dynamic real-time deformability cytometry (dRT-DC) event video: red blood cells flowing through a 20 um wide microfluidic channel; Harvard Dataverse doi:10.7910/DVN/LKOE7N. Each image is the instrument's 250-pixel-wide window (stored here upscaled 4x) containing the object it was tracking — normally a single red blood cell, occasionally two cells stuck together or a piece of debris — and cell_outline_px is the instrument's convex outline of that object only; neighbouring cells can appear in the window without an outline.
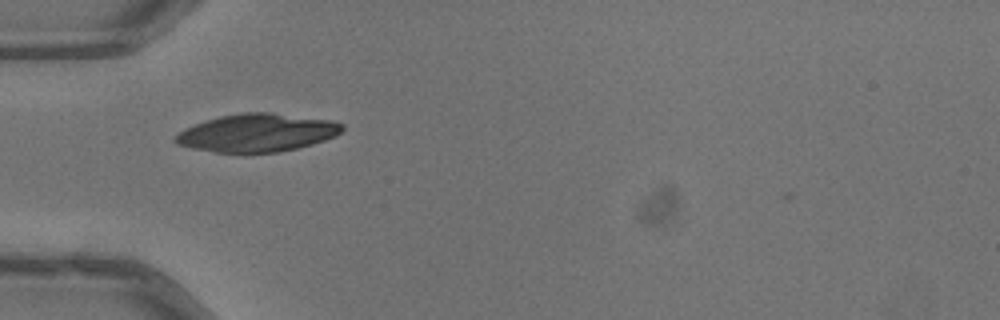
{"species": "common noctule bat (a hibernating species)", "species_latin": "Nyctalus noctula", "temperature_condition": "warm", "stored_images_in_passage": 36, "camera_frame_rate_fps": 3000, "um_per_image_px": 0.085, "animal": {"sex": "male", "body_mass_g": 13.3}, "frame": {"image": 1, "passage_image": 1, "time_ms": 0.0, "image_size_px": [1000, 320], "cell_outline_px": [[344, 128], [336, 136], [312, 144], [280, 152], [216, 152], [192, 148], [176, 144], [172, 140], [184, 128], [220, 116], [244, 112], [268, 112], [328, 120], [344, 124]], "centroid_in_image_um": [21.84, 11.29], "position_along_channel_um": 63.2, "area_um2": 36.47}}
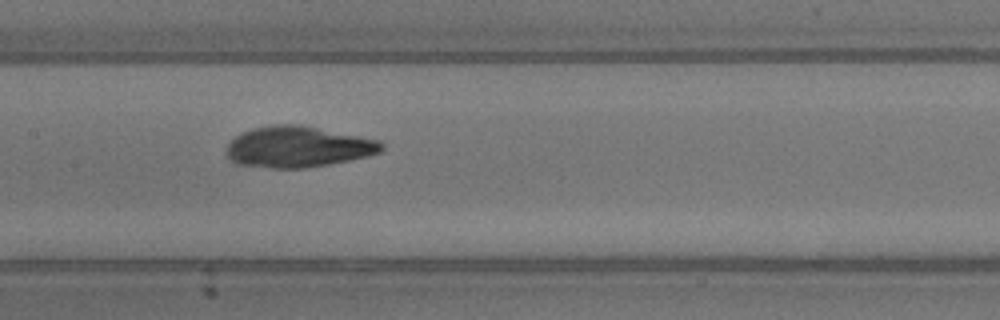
{"frame": {"image": 2, "passage_image": 10, "time_ms": 3.0, "image_size_px": [1000, 320], "cell_outline_px": [[384, 148], [380, 152], [368, 156], [328, 164], [304, 168], [272, 168], [236, 164], [228, 156], [228, 144], [236, 136], [252, 128], [272, 124], [300, 124], [380, 140], [384, 144]], "centroid_in_image_um": [25.35, 12.47], "position_along_channel_um": 182.0, "area_um2": 36.93}}
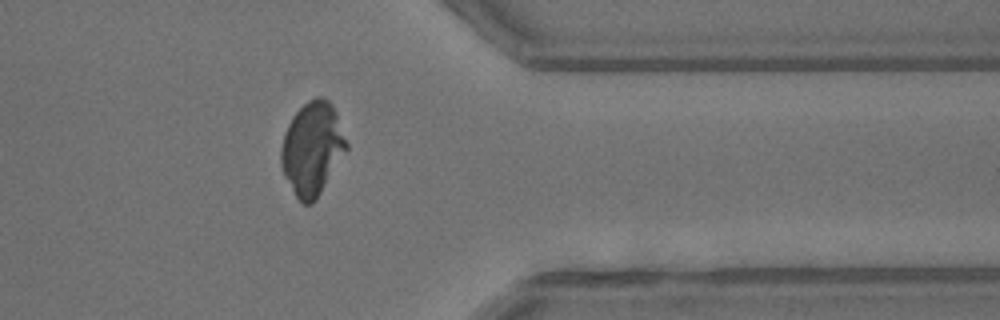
{"frame": {"image": 3, "passage_image": 26, "time_ms": 8.333, "image_size_px": [1000, 320], "cell_outline_px": [[348, 148], [316, 200], [312, 204], [304, 204], [296, 196], [284, 176], [280, 164], [280, 148], [284, 132], [292, 116], [308, 100], [316, 96], [320, 96], [328, 100], [332, 104], [336, 112], [348, 144]], "centroid_in_image_um": [26.53, 12.62], "position_along_channel_um": 384.9, "area_um2": 35.49}}